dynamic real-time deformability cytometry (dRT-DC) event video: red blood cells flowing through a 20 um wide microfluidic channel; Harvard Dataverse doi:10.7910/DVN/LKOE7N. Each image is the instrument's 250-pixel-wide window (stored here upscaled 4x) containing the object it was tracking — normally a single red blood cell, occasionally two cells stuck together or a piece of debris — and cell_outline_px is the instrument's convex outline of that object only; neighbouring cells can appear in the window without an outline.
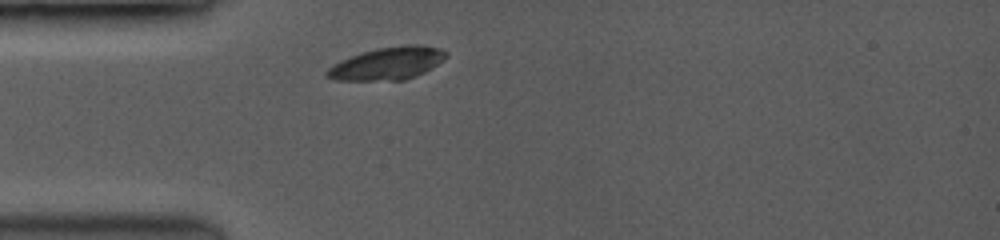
{"species": "common noctule bat (a hibernating species)", "species_latin": "Nyctalus noctula", "temperature_condition": "room temperature", "stored_images_in_passage": 1, "camera_frame_rate_fps": 3500, "um_per_image_px": 0.085, "animal": {"sex": "female", "body_mass_g": 19.0, "forearm_length_mm": 53.3}, "frame": {"image": 1, "passage_image": 1, "time_ms": 0.0, "image_size_px": [1000, 240], "cell_outline_px": [[448, 52], [436, 64], [424, 72], [404, 80], [336, 80], [328, 76], [324, 72], [332, 64], [352, 56], [376, 48], [408, 44], [420, 44], [440, 48]], "centroid_in_image_um": [32.92, 5.38], "position_along_channel_um": 52.1, "area_um2": 22.25}}